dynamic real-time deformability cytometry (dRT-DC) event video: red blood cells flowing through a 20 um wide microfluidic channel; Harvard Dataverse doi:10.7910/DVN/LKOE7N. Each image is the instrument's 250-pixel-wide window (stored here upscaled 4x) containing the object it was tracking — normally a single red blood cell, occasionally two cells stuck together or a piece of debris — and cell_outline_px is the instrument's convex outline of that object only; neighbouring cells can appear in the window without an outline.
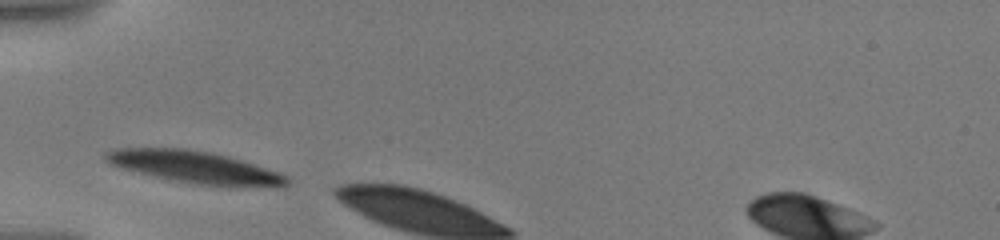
{"species": "human", "species_latin": "Homo sapiens", "temperature_condition": "warm", "stored_images_in_passage": 2, "camera_frame_rate_fps": 3000, "um_per_image_px": 0.085, "donor": {"sex": "male"}, "frame": {"image": 1, "passage_image": 1, "time_ms": 0.0, "image_size_px": [1000, 240], "cell_outline_px": [[288, 184], [284, 188], [232, 188], [192, 184], [172, 180], [120, 168], [108, 164], [104, 160], [104, 152], [112, 148], [188, 148], [228, 156], [288, 176]], "centroid_in_image_um": [16.59, 14.25], "position_along_channel_um": 68.4, "area_um2": 34.68}}